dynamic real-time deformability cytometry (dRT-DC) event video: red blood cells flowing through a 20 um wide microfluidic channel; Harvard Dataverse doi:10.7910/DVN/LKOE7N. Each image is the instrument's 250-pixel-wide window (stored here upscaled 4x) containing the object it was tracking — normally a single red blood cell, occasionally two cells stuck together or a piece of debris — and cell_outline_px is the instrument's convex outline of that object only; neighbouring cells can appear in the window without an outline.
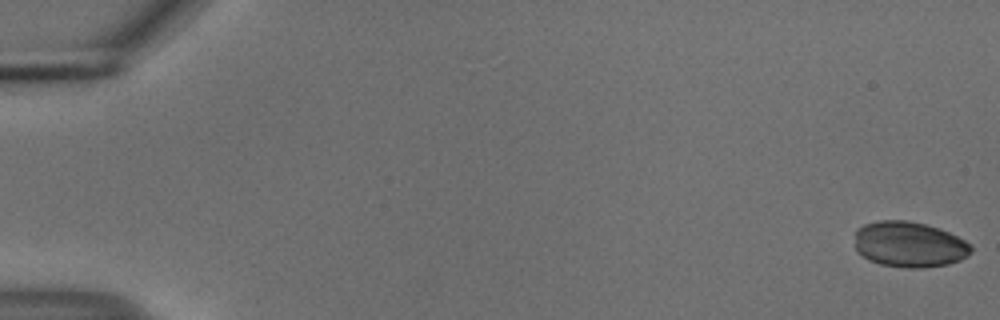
{"species": "common noctule bat (a hibernating species)", "species_latin": "Nyctalus noctula", "temperature_condition": "cold", "stored_images_in_passage": 56, "camera_frame_rate_fps": 3000, "um_per_image_px": 0.085, "animal": {"sex": "male", "body_mass_g": 18.8}, "frame": {"image": 1, "passage_image": 1, "time_ms": 0.0, "image_size_px": [1000, 320], "cell_outline_px": [[972, 252], [968, 256], [960, 260], [948, 264], [924, 268], [908, 268], [880, 264], [868, 260], [856, 252], [856, 228], [864, 224], [880, 220], [908, 220], [940, 228], [972, 244]], "centroid_in_image_um": [77.29, 20.78], "position_along_channel_um": 7.7, "area_um2": 31.21}}
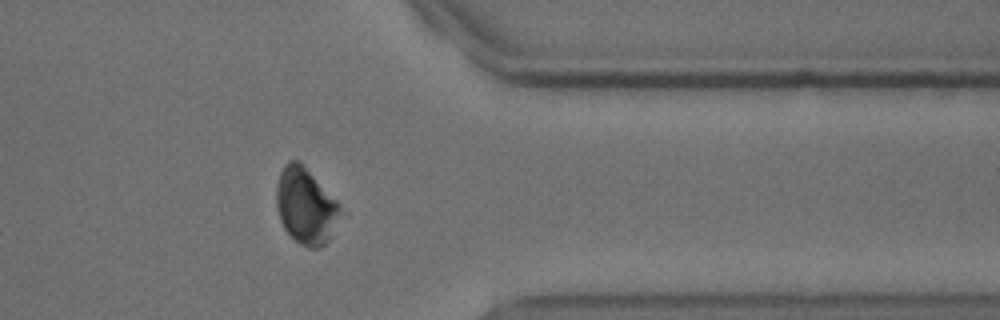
{"frame": {"image": 2, "passage_image": 45, "time_ms": 14.667, "image_size_px": [1000, 320], "cell_outline_px": [[340, 212], [328, 240], [320, 248], [308, 248], [300, 244], [284, 228], [280, 220], [276, 204], [276, 184], [280, 172], [284, 164], [288, 160], [300, 160], [340, 204]], "centroid_in_image_um": [25.95, 17.46], "position_along_channel_um": 385.5, "area_um2": 28.15}}
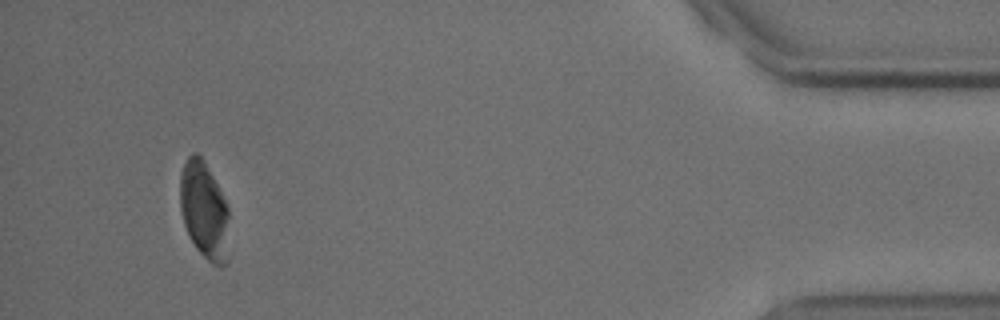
{"frame": {"image": 3, "passage_image": 52, "time_ms": 17.0, "image_size_px": [1000, 320], "cell_outline_px": [[228, 264], [220, 268], [212, 264], [196, 248], [188, 236], [184, 224], [180, 208], [180, 172], [188, 156], [192, 152], [196, 152], [204, 160], [228, 208]], "centroid_in_image_um": [17.35, 17.93], "position_along_channel_um": 417.9, "area_um2": 27.98}}